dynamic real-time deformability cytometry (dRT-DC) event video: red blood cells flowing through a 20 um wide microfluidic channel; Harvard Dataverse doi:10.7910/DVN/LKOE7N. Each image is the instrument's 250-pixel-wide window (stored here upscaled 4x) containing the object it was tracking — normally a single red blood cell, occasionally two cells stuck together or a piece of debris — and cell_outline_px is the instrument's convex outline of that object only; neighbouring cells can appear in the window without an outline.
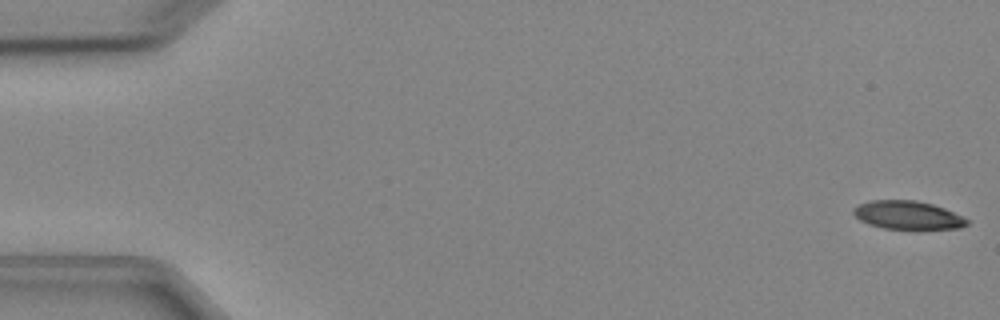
{"species": "Egyptian fruit bat (a non-hibernating species)", "species_latin": "Rousettus aegyptiacus", "temperature_condition": "cold", "stored_images_in_passage": 5, "camera_frame_rate_fps": 3000, "um_per_image_px": 0.085, "animal": {"sex": "female"}, "frame": {"image": 1, "passage_image": 1, "time_ms": 0.0, "image_size_px": [1000, 320], "cell_outline_px": [[968, 224], [960, 228], [884, 228], [868, 224], [860, 220], [852, 212], [852, 208], [860, 204], [872, 200], [916, 200], [932, 204], [944, 208], [968, 220]], "centroid_in_image_um": [77.11, 18.27], "position_along_channel_um": 7.9, "area_um2": 18.38}}
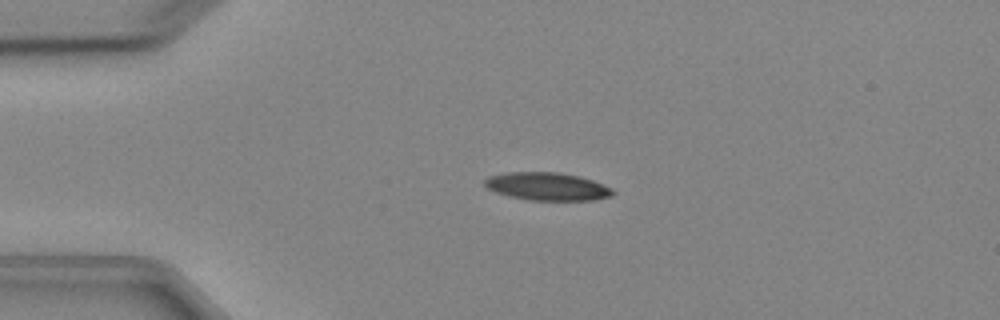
{"frame": {"image": 2, "passage_image": 4, "time_ms": 3.667, "image_size_px": [1000, 320], "cell_outline_px": [[616, 192], [612, 196], [596, 200], [528, 200], [508, 196], [496, 192], [488, 188], [484, 184], [484, 180], [488, 176], [504, 172], [560, 172], [580, 176], [592, 180], [612, 188]], "centroid_in_image_um": [46.52, 15.84], "position_along_channel_um": 38.5, "area_um2": 21.04}}